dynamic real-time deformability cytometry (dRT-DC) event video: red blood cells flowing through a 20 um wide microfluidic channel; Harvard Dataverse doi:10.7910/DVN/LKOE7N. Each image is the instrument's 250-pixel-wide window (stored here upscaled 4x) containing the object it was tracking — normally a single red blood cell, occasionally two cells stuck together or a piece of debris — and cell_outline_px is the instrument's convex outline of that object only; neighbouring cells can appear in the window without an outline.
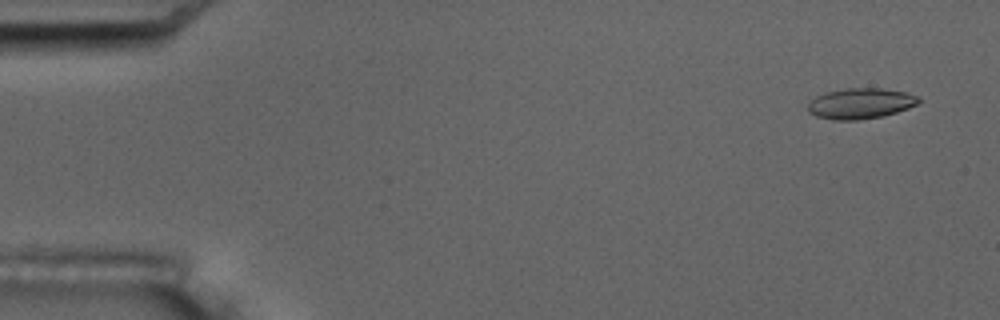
{"species": "common noctule bat (a hibernating species)", "species_latin": "Nyctalus noctula", "temperature_condition": "room temperature", "stored_images_in_passage": 6, "camera_frame_rate_fps": 3000, "um_per_image_px": 0.085, "animal": {"sex": "male", "body_mass_g": 17.5, "forearm_length_mm": 52.3}, "frame": {"image": 1, "passage_image": 1, "time_ms": 0.0, "image_size_px": [1000, 320], "cell_outline_px": [[920, 100], [916, 104], [908, 108], [884, 116], [856, 120], [832, 120], [816, 116], [808, 112], [808, 104], [816, 96], [824, 92], [848, 88], [880, 88], [904, 92], [916, 96]], "centroid_in_image_um": [73.1, 8.8], "position_along_channel_um": 11.9, "area_um2": 19.65}}
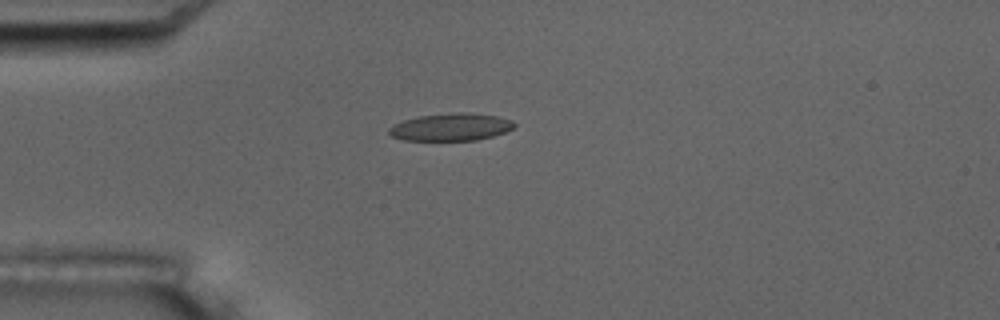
{"frame": {"image": 2, "passage_image": 4, "time_ms": 4.0, "image_size_px": [1000, 320], "cell_outline_px": [[516, 124], [512, 128], [504, 132], [492, 136], [476, 140], [404, 140], [392, 136], [388, 132], [388, 128], [392, 124], [404, 120], [420, 116], [456, 112], [468, 112], [496, 116], [512, 120]], "centroid_in_image_um": [38.3, 10.79], "position_along_channel_um": 46.7, "area_um2": 19.94}}